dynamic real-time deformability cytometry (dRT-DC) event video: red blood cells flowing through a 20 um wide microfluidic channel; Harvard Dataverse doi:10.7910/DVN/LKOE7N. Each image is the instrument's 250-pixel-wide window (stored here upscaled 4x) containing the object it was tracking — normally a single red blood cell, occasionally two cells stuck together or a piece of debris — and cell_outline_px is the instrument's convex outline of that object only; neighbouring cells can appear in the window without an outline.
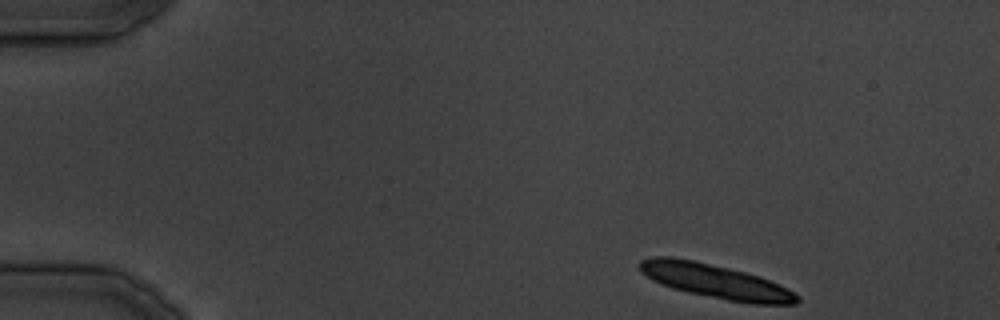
{"species": "common noctule bat (a hibernating species)", "species_latin": "Nyctalus noctula", "temperature_condition": "cold", "stored_images_in_passage": 32, "camera_frame_rate_fps": 3000, "um_per_image_px": 0.085, "animal": {"sex": "male", "body_mass_g": 19.5, "forearm_length_mm": 54.6}, "frame": {"image": 1, "passage_image": 1, "time_ms": 0.0, "image_size_px": [1000, 320], "cell_outline_px": [[800, 300], [796, 304], [752, 304], [728, 300], [688, 292], [672, 288], [660, 284], [652, 280], [640, 272], [640, 260], [656, 256], [668, 256], [692, 260], [728, 268], [744, 272], [768, 280], [800, 296]], "centroid_in_image_um": [60.77, 23.91], "position_along_channel_um": 24.2, "area_um2": 30.75}}
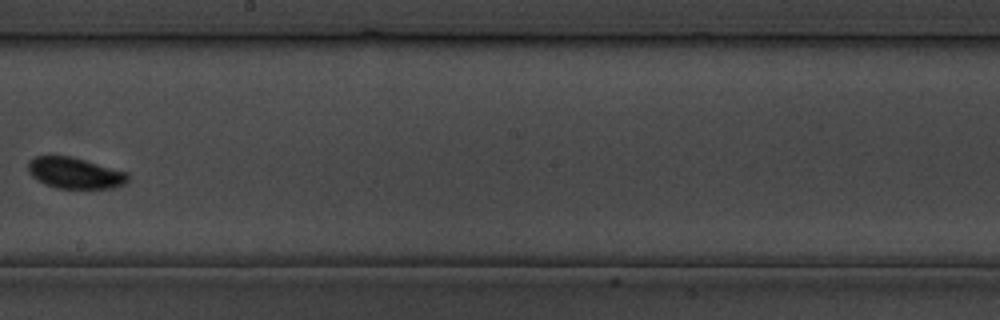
{"frame": {"image": 2, "passage_image": 18, "time_ms": 21.333, "image_size_px": [1000, 320], "cell_outline_px": [[128, 180], [124, 184], [112, 188], [60, 188], [48, 184], [32, 176], [28, 172], [28, 160], [36, 156], [48, 152], [72, 156], [128, 172]], "centroid_in_image_um": [6.33, 14.65], "position_along_channel_um": 241.9, "area_um2": 18.44}}
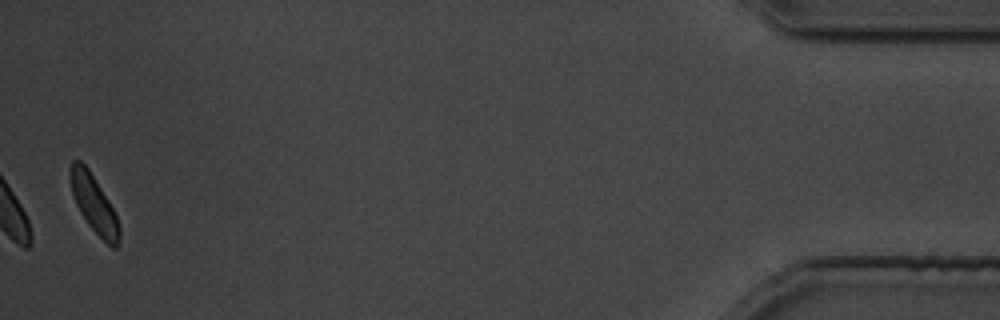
{"frame": {"image": 3, "passage_image": 32, "time_ms": 39.0, "image_size_px": [1000, 320], "cell_outline_px": [[120, 240], [116, 248], [112, 248], [88, 224], [80, 212], [72, 196], [68, 176], [68, 168], [72, 160], [80, 160], [88, 168], [108, 200], [116, 216], [120, 228]], "centroid_in_image_um": [7.94, 17.28], "position_along_channel_um": 427.3, "area_um2": 16.42}}